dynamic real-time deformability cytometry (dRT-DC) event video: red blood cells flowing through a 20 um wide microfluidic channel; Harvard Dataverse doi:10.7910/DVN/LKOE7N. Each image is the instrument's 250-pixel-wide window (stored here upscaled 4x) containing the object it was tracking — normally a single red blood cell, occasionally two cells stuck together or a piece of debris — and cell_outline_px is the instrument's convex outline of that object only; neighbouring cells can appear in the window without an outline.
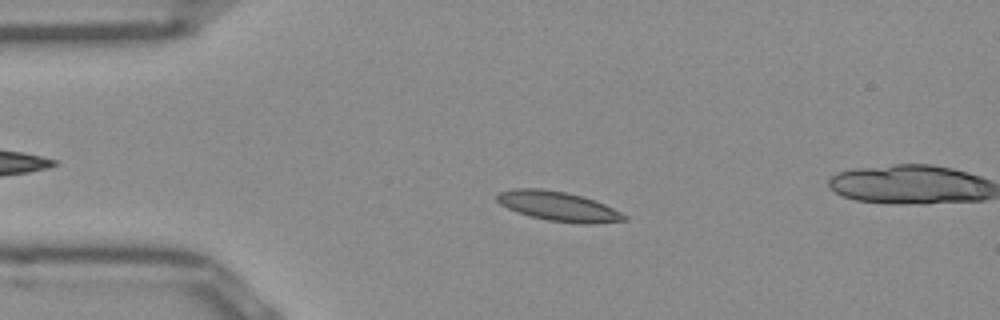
{"species": "Egyptian fruit bat (a non-hibernating species)", "species_latin": "Rousettus aegyptiacus", "temperature_condition": "room temperature", "stored_images_in_passage": 14, "camera_frame_rate_fps": 3000, "um_per_image_px": 0.085, "frame": {"image": 1, "passage_image": 10, "time_ms": 3.0, "image_size_px": [1000, 320], "cell_outline_px": [[628, 220], [588, 224], [580, 224], [548, 220], [528, 216], [508, 208], [500, 204], [496, 200], [496, 196], [500, 192], [512, 188], [544, 188], [568, 192], [604, 204], [628, 216]], "centroid_in_image_um": [47.43, 17.53], "position_along_channel_um": 37.6, "area_um2": 21.91}}